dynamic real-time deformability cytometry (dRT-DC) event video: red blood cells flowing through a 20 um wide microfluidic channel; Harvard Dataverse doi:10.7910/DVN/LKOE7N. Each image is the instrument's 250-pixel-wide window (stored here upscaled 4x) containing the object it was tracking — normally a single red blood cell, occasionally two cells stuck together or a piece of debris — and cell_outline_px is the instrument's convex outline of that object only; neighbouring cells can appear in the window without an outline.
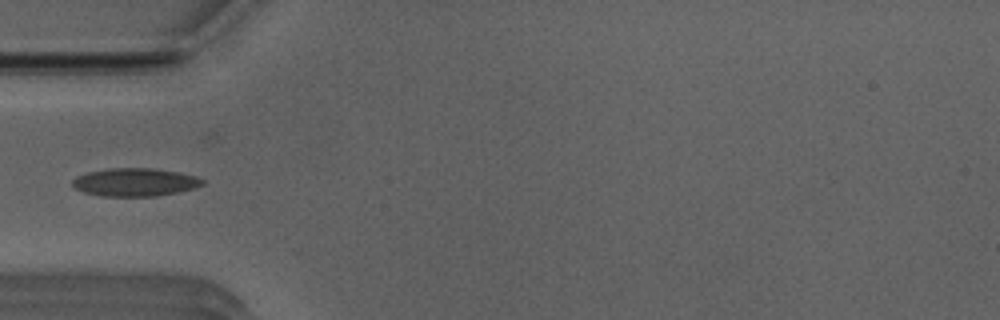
{"species": "Egyptian fruit bat (a non-hibernating species)", "species_latin": "Rousettus aegyptiacus", "temperature_condition": "room temperature", "stored_images_in_passage": 12, "camera_frame_rate_fps": 3000, "um_per_image_px": 0.085, "animal": {"sex": "male"}, "frame": {"image": 1, "passage_image": 1, "time_ms": 0.0, "image_size_px": [1000, 320], "cell_outline_px": [[204, 184], [192, 188], [176, 192], [156, 196], [100, 196], [84, 192], [76, 188], [72, 184], [72, 180], [76, 176], [88, 172], [108, 168], [152, 168], [176, 172], [196, 176], [204, 180]], "centroid_in_image_um": [11.44, 15.48], "position_along_channel_um": 73.6, "area_um2": 21.1}}
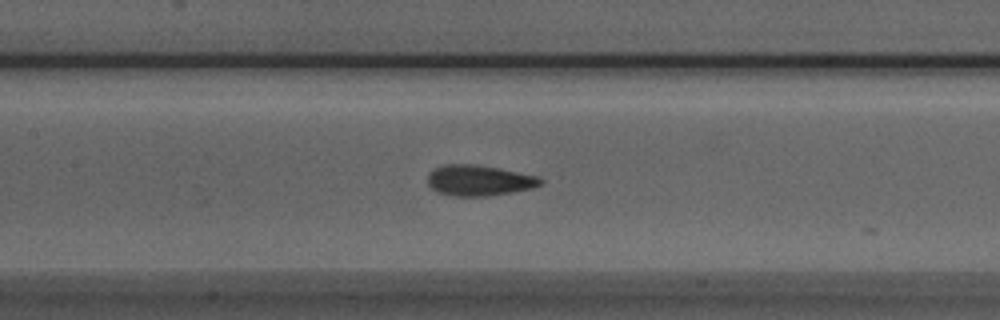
{"frame": {"image": 2, "passage_image": 8, "time_ms": 2.333, "image_size_px": [1000, 320], "cell_outline_px": [[544, 184], [532, 188], [488, 196], [452, 196], [436, 192], [428, 184], [428, 172], [444, 164], [472, 164], [496, 168], [540, 176], [544, 180]], "centroid_in_image_um": [40.72, 15.34], "position_along_channel_um": 166.7, "area_um2": 20.23}}
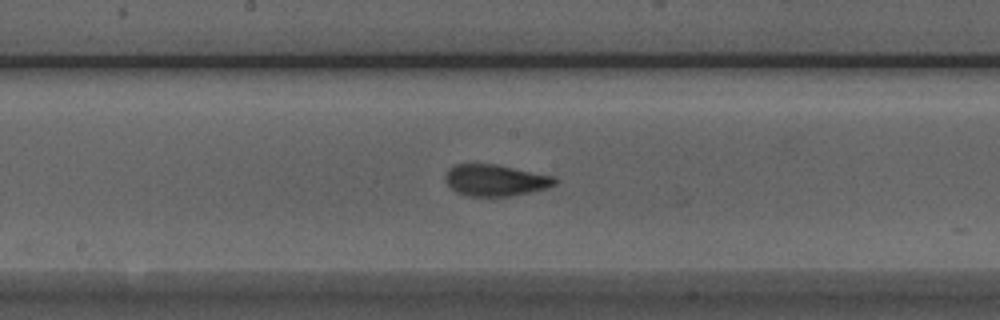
{"frame": {"image": 3, "passage_image": 11, "time_ms": 3.333, "image_size_px": [1000, 320], "cell_outline_px": [[560, 180], [556, 184], [548, 188], [508, 196], [468, 196], [456, 192], [444, 180], [444, 176], [448, 168], [456, 164], [496, 164], [556, 176]], "centroid_in_image_um": [42.13, 15.31], "position_along_channel_um": 206.1, "area_um2": 20.29}}